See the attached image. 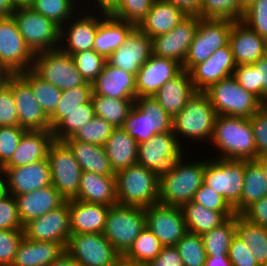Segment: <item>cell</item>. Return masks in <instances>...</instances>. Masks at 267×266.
<instances>
[{"label":"cell","instance_id":"ee69618b","mask_svg":"<svg viewBox=\"0 0 267 266\" xmlns=\"http://www.w3.org/2000/svg\"><path fill=\"white\" fill-rule=\"evenodd\" d=\"M77 4L79 3L76 0H32L28 7L61 28L74 16L76 10L79 11L76 9L78 7H75Z\"/></svg>","mask_w":267,"mask_h":266},{"label":"cell","instance_id":"836d02e7","mask_svg":"<svg viewBox=\"0 0 267 266\" xmlns=\"http://www.w3.org/2000/svg\"><path fill=\"white\" fill-rule=\"evenodd\" d=\"M65 248L52 241H33L24 236L11 266H48Z\"/></svg>","mask_w":267,"mask_h":266},{"label":"cell","instance_id":"6da1fadb","mask_svg":"<svg viewBox=\"0 0 267 266\" xmlns=\"http://www.w3.org/2000/svg\"><path fill=\"white\" fill-rule=\"evenodd\" d=\"M209 144L219 150L214 158L255 160L256 146L249 118L217 115Z\"/></svg>","mask_w":267,"mask_h":266},{"label":"cell","instance_id":"f35d334b","mask_svg":"<svg viewBox=\"0 0 267 266\" xmlns=\"http://www.w3.org/2000/svg\"><path fill=\"white\" fill-rule=\"evenodd\" d=\"M235 234L249 246L253 257L262 266L267 261V227L254 224L236 214Z\"/></svg>","mask_w":267,"mask_h":266},{"label":"cell","instance_id":"7c38bea8","mask_svg":"<svg viewBox=\"0 0 267 266\" xmlns=\"http://www.w3.org/2000/svg\"><path fill=\"white\" fill-rule=\"evenodd\" d=\"M32 70L62 91L86 83L77 70L72 55L60 48L35 53Z\"/></svg>","mask_w":267,"mask_h":266},{"label":"cell","instance_id":"f907efd6","mask_svg":"<svg viewBox=\"0 0 267 266\" xmlns=\"http://www.w3.org/2000/svg\"><path fill=\"white\" fill-rule=\"evenodd\" d=\"M115 127L104 118L94 116L82 126L71 138L85 143L104 145L112 135Z\"/></svg>","mask_w":267,"mask_h":266},{"label":"cell","instance_id":"e0dca14e","mask_svg":"<svg viewBox=\"0 0 267 266\" xmlns=\"http://www.w3.org/2000/svg\"><path fill=\"white\" fill-rule=\"evenodd\" d=\"M146 226L163 247L175 246L188 232L180 207L160 203L144 208Z\"/></svg>","mask_w":267,"mask_h":266},{"label":"cell","instance_id":"003e7915","mask_svg":"<svg viewBox=\"0 0 267 266\" xmlns=\"http://www.w3.org/2000/svg\"><path fill=\"white\" fill-rule=\"evenodd\" d=\"M174 4L177 8L182 9L187 15H197L199 17V9L202 0H166Z\"/></svg>","mask_w":267,"mask_h":266},{"label":"cell","instance_id":"03108f58","mask_svg":"<svg viewBox=\"0 0 267 266\" xmlns=\"http://www.w3.org/2000/svg\"><path fill=\"white\" fill-rule=\"evenodd\" d=\"M253 65L257 69L258 99L263 104H267V53L253 63Z\"/></svg>","mask_w":267,"mask_h":266},{"label":"cell","instance_id":"11a10c76","mask_svg":"<svg viewBox=\"0 0 267 266\" xmlns=\"http://www.w3.org/2000/svg\"><path fill=\"white\" fill-rule=\"evenodd\" d=\"M23 238V229L0 230V266H11Z\"/></svg>","mask_w":267,"mask_h":266},{"label":"cell","instance_id":"11e5206c","mask_svg":"<svg viewBox=\"0 0 267 266\" xmlns=\"http://www.w3.org/2000/svg\"><path fill=\"white\" fill-rule=\"evenodd\" d=\"M6 192L5 170L0 166V196Z\"/></svg>","mask_w":267,"mask_h":266},{"label":"cell","instance_id":"d590c367","mask_svg":"<svg viewBox=\"0 0 267 266\" xmlns=\"http://www.w3.org/2000/svg\"><path fill=\"white\" fill-rule=\"evenodd\" d=\"M103 146L115 173L137 164L138 142L122 127L115 128Z\"/></svg>","mask_w":267,"mask_h":266},{"label":"cell","instance_id":"34e18365","mask_svg":"<svg viewBox=\"0 0 267 266\" xmlns=\"http://www.w3.org/2000/svg\"><path fill=\"white\" fill-rule=\"evenodd\" d=\"M255 161L261 166L263 173L267 178V156H258Z\"/></svg>","mask_w":267,"mask_h":266},{"label":"cell","instance_id":"2a66077c","mask_svg":"<svg viewBox=\"0 0 267 266\" xmlns=\"http://www.w3.org/2000/svg\"><path fill=\"white\" fill-rule=\"evenodd\" d=\"M15 7H27L31 4L32 0H11Z\"/></svg>","mask_w":267,"mask_h":266},{"label":"cell","instance_id":"09005b40","mask_svg":"<svg viewBox=\"0 0 267 266\" xmlns=\"http://www.w3.org/2000/svg\"><path fill=\"white\" fill-rule=\"evenodd\" d=\"M4 73L0 70V81L3 80Z\"/></svg>","mask_w":267,"mask_h":266},{"label":"cell","instance_id":"ab89813d","mask_svg":"<svg viewBox=\"0 0 267 266\" xmlns=\"http://www.w3.org/2000/svg\"><path fill=\"white\" fill-rule=\"evenodd\" d=\"M91 101L95 115L104 118L115 128H118L123 126L135 99H115L102 95H92Z\"/></svg>","mask_w":267,"mask_h":266},{"label":"cell","instance_id":"bcb514c9","mask_svg":"<svg viewBox=\"0 0 267 266\" xmlns=\"http://www.w3.org/2000/svg\"><path fill=\"white\" fill-rule=\"evenodd\" d=\"M162 247L159 239L145 226L123 257L132 262L147 264L160 253Z\"/></svg>","mask_w":267,"mask_h":266},{"label":"cell","instance_id":"1f68e13d","mask_svg":"<svg viewBox=\"0 0 267 266\" xmlns=\"http://www.w3.org/2000/svg\"><path fill=\"white\" fill-rule=\"evenodd\" d=\"M188 15L166 0H155L138 28L150 38L166 34Z\"/></svg>","mask_w":267,"mask_h":266},{"label":"cell","instance_id":"2e32d148","mask_svg":"<svg viewBox=\"0 0 267 266\" xmlns=\"http://www.w3.org/2000/svg\"><path fill=\"white\" fill-rule=\"evenodd\" d=\"M11 87L19 118V126L26 130H51L49 117L37 102L30 84L18 74H4Z\"/></svg>","mask_w":267,"mask_h":266},{"label":"cell","instance_id":"89a4df30","mask_svg":"<svg viewBox=\"0 0 267 266\" xmlns=\"http://www.w3.org/2000/svg\"><path fill=\"white\" fill-rule=\"evenodd\" d=\"M48 266H80V265L66 251H64Z\"/></svg>","mask_w":267,"mask_h":266},{"label":"cell","instance_id":"ba28073f","mask_svg":"<svg viewBox=\"0 0 267 266\" xmlns=\"http://www.w3.org/2000/svg\"><path fill=\"white\" fill-rule=\"evenodd\" d=\"M146 226L144 208L135 206H110L103 235L123 256Z\"/></svg>","mask_w":267,"mask_h":266},{"label":"cell","instance_id":"e575fe53","mask_svg":"<svg viewBox=\"0 0 267 266\" xmlns=\"http://www.w3.org/2000/svg\"><path fill=\"white\" fill-rule=\"evenodd\" d=\"M72 150L75 159L81 166L82 172H92L95 174L115 176L103 145L74 140L71 137L64 141Z\"/></svg>","mask_w":267,"mask_h":266},{"label":"cell","instance_id":"816d5d0a","mask_svg":"<svg viewBox=\"0 0 267 266\" xmlns=\"http://www.w3.org/2000/svg\"><path fill=\"white\" fill-rule=\"evenodd\" d=\"M76 68L86 82L92 83L101 73L106 58L95 50L80 51L72 55Z\"/></svg>","mask_w":267,"mask_h":266},{"label":"cell","instance_id":"7402d4cb","mask_svg":"<svg viewBox=\"0 0 267 266\" xmlns=\"http://www.w3.org/2000/svg\"><path fill=\"white\" fill-rule=\"evenodd\" d=\"M3 169L5 170L6 193L14 197L52 185L47 158L28 165Z\"/></svg>","mask_w":267,"mask_h":266},{"label":"cell","instance_id":"d4e9b609","mask_svg":"<svg viewBox=\"0 0 267 266\" xmlns=\"http://www.w3.org/2000/svg\"><path fill=\"white\" fill-rule=\"evenodd\" d=\"M229 45L236 66L253 64L267 53V41L241 20L233 22Z\"/></svg>","mask_w":267,"mask_h":266},{"label":"cell","instance_id":"9a60e30c","mask_svg":"<svg viewBox=\"0 0 267 266\" xmlns=\"http://www.w3.org/2000/svg\"><path fill=\"white\" fill-rule=\"evenodd\" d=\"M65 251L80 266H116L122 257L103 233L71 234Z\"/></svg>","mask_w":267,"mask_h":266},{"label":"cell","instance_id":"a7ac6f4b","mask_svg":"<svg viewBox=\"0 0 267 266\" xmlns=\"http://www.w3.org/2000/svg\"><path fill=\"white\" fill-rule=\"evenodd\" d=\"M205 266H233L228 255H207Z\"/></svg>","mask_w":267,"mask_h":266},{"label":"cell","instance_id":"5bb4252c","mask_svg":"<svg viewBox=\"0 0 267 266\" xmlns=\"http://www.w3.org/2000/svg\"><path fill=\"white\" fill-rule=\"evenodd\" d=\"M34 53L26 45L12 16L0 17V70L18 74L32 69Z\"/></svg>","mask_w":267,"mask_h":266},{"label":"cell","instance_id":"30bf717a","mask_svg":"<svg viewBox=\"0 0 267 266\" xmlns=\"http://www.w3.org/2000/svg\"><path fill=\"white\" fill-rule=\"evenodd\" d=\"M233 22V20L199 17L196 35L190 44L182 69L190 72L196 65L206 61L216 50L227 46Z\"/></svg>","mask_w":267,"mask_h":266},{"label":"cell","instance_id":"b9f144b4","mask_svg":"<svg viewBox=\"0 0 267 266\" xmlns=\"http://www.w3.org/2000/svg\"><path fill=\"white\" fill-rule=\"evenodd\" d=\"M19 74L30 84L37 102L45 114L50 117L60 101L62 90L43 80L32 69Z\"/></svg>","mask_w":267,"mask_h":266},{"label":"cell","instance_id":"603a6c76","mask_svg":"<svg viewBox=\"0 0 267 266\" xmlns=\"http://www.w3.org/2000/svg\"><path fill=\"white\" fill-rule=\"evenodd\" d=\"M177 61L152 55L136 74V98L153 97L170 79L182 71Z\"/></svg>","mask_w":267,"mask_h":266},{"label":"cell","instance_id":"484cf974","mask_svg":"<svg viewBox=\"0 0 267 266\" xmlns=\"http://www.w3.org/2000/svg\"><path fill=\"white\" fill-rule=\"evenodd\" d=\"M92 95L115 99H136V76L107 61L98 77L92 82Z\"/></svg>","mask_w":267,"mask_h":266},{"label":"cell","instance_id":"9c48e42d","mask_svg":"<svg viewBox=\"0 0 267 266\" xmlns=\"http://www.w3.org/2000/svg\"><path fill=\"white\" fill-rule=\"evenodd\" d=\"M205 159L204 183L233 208L241 199L245 160Z\"/></svg>","mask_w":267,"mask_h":266},{"label":"cell","instance_id":"d6986e66","mask_svg":"<svg viewBox=\"0 0 267 266\" xmlns=\"http://www.w3.org/2000/svg\"><path fill=\"white\" fill-rule=\"evenodd\" d=\"M24 236L33 241H52L64 248L71 235L69 200L62 206L28 222Z\"/></svg>","mask_w":267,"mask_h":266},{"label":"cell","instance_id":"6125c7cd","mask_svg":"<svg viewBox=\"0 0 267 266\" xmlns=\"http://www.w3.org/2000/svg\"><path fill=\"white\" fill-rule=\"evenodd\" d=\"M233 77L245 90L258 98L257 69L253 64L236 66Z\"/></svg>","mask_w":267,"mask_h":266},{"label":"cell","instance_id":"f1b7e54d","mask_svg":"<svg viewBox=\"0 0 267 266\" xmlns=\"http://www.w3.org/2000/svg\"><path fill=\"white\" fill-rule=\"evenodd\" d=\"M195 93L190 72L182 70L177 76L168 80L153 98L171 118H174Z\"/></svg>","mask_w":267,"mask_h":266},{"label":"cell","instance_id":"c3c4849f","mask_svg":"<svg viewBox=\"0 0 267 266\" xmlns=\"http://www.w3.org/2000/svg\"><path fill=\"white\" fill-rule=\"evenodd\" d=\"M244 11L239 0H202L199 17L204 19L241 20Z\"/></svg>","mask_w":267,"mask_h":266},{"label":"cell","instance_id":"8fae6325","mask_svg":"<svg viewBox=\"0 0 267 266\" xmlns=\"http://www.w3.org/2000/svg\"><path fill=\"white\" fill-rule=\"evenodd\" d=\"M26 45L35 54L59 48L60 27L30 7H16L11 15Z\"/></svg>","mask_w":267,"mask_h":266},{"label":"cell","instance_id":"8d00e7d4","mask_svg":"<svg viewBox=\"0 0 267 266\" xmlns=\"http://www.w3.org/2000/svg\"><path fill=\"white\" fill-rule=\"evenodd\" d=\"M188 232L202 235L220 226L229 217L235 215L234 211H213L194 202L193 200L181 207Z\"/></svg>","mask_w":267,"mask_h":266},{"label":"cell","instance_id":"52a82bcc","mask_svg":"<svg viewBox=\"0 0 267 266\" xmlns=\"http://www.w3.org/2000/svg\"><path fill=\"white\" fill-rule=\"evenodd\" d=\"M183 146L173 130L157 133L148 141L138 144L137 164L149 168L160 179L172 172L184 158Z\"/></svg>","mask_w":267,"mask_h":266},{"label":"cell","instance_id":"ffe728a7","mask_svg":"<svg viewBox=\"0 0 267 266\" xmlns=\"http://www.w3.org/2000/svg\"><path fill=\"white\" fill-rule=\"evenodd\" d=\"M79 16H74L60 28V44L59 48L70 55L80 51L91 50L94 47L95 35L98 31V13L96 9L93 12L85 10ZM76 16V18H75ZM82 16V17H81ZM80 17V18H79ZM67 42V43H66Z\"/></svg>","mask_w":267,"mask_h":266},{"label":"cell","instance_id":"6f0895ef","mask_svg":"<svg viewBox=\"0 0 267 266\" xmlns=\"http://www.w3.org/2000/svg\"><path fill=\"white\" fill-rule=\"evenodd\" d=\"M0 126H19V118L11 87L0 81Z\"/></svg>","mask_w":267,"mask_h":266},{"label":"cell","instance_id":"753ad0ef","mask_svg":"<svg viewBox=\"0 0 267 266\" xmlns=\"http://www.w3.org/2000/svg\"><path fill=\"white\" fill-rule=\"evenodd\" d=\"M116 266H147L144 263L132 262L125 259L123 256L118 260Z\"/></svg>","mask_w":267,"mask_h":266},{"label":"cell","instance_id":"7a4b0ae2","mask_svg":"<svg viewBox=\"0 0 267 266\" xmlns=\"http://www.w3.org/2000/svg\"><path fill=\"white\" fill-rule=\"evenodd\" d=\"M216 117L217 113L208 96L202 91H196L173 118L172 130L180 144L183 137L189 139L187 143L199 140L203 144L204 140L211 141Z\"/></svg>","mask_w":267,"mask_h":266},{"label":"cell","instance_id":"4316f807","mask_svg":"<svg viewBox=\"0 0 267 266\" xmlns=\"http://www.w3.org/2000/svg\"><path fill=\"white\" fill-rule=\"evenodd\" d=\"M20 221L23 227L30 221L62 206L66 199L53 185L15 196Z\"/></svg>","mask_w":267,"mask_h":266},{"label":"cell","instance_id":"ac0fdd59","mask_svg":"<svg viewBox=\"0 0 267 266\" xmlns=\"http://www.w3.org/2000/svg\"><path fill=\"white\" fill-rule=\"evenodd\" d=\"M198 24L197 15H188L168 33L151 38L152 55L173 59L183 66Z\"/></svg>","mask_w":267,"mask_h":266},{"label":"cell","instance_id":"2644e50d","mask_svg":"<svg viewBox=\"0 0 267 266\" xmlns=\"http://www.w3.org/2000/svg\"><path fill=\"white\" fill-rule=\"evenodd\" d=\"M15 10L11 0H0V17H10Z\"/></svg>","mask_w":267,"mask_h":266},{"label":"cell","instance_id":"e7e4bbea","mask_svg":"<svg viewBox=\"0 0 267 266\" xmlns=\"http://www.w3.org/2000/svg\"><path fill=\"white\" fill-rule=\"evenodd\" d=\"M147 266H184L175 246L162 247L160 253Z\"/></svg>","mask_w":267,"mask_h":266},{"label":"cell","instance_id":"680465c9","mask_svg":"<svg viewBox=\"0 0 267 266\" xmlns=\"http://www.w3.org/2000/svg\"><path fill=\"white\" fill-rule=\"evenodd\" d=\"M13 195L4 193L0 196V230L23 229Z\"/></svg>","mask_w":267,"mask_h":266},{"label":"cell","instance_id":"7bdbcfd3","mask_svg":"<svg viewBox=\"0 0 267 266\" xmlns=\"http://www.w3.org/2000/svg\"><path fill=\"white\" fill-rule=\"evenodd\" d=\"M236 232V214L220 226L201 235L207 255H228L231 240Z\"/></svg>","mask_w":267,"mask_h":266},{"label":"cell","instance_id":"7dc6e473","mask_svg":"<svg viewBox=\"0 0 267 266\" xmlns=\"http://www.w3.org/2000/svg\"><path fill=\"white\" fill-rule=\"evenodd\" d=\"M155 0H116L106 11L112 17L138 27Z\"/></svg>","mask_w":267,"mask_h":266},{"label":"cell","instance_id":"91938a15","mask_svg":"<svg viewBox=\"0 0 267 266\" xmlns=\"http://www.w3.org/2000/svg\"><path fill=\"white\" fill-rule=\"evenodd\" d=\"M193 201L213 211H234L221 195L204 182L195 192Z\"/></svg>","mask_w":267,"mask_h":266},{"label":"cell","instance_id":"8992f818","mask_svg":"<svg viewBox=\"0 0 267 266\" xmlns=\"http://www.w3.org/2000/svg\"><path fill=\"white\" fill-rule=\"evenodd\" d=\"M208 96L217 115L250 118L263 103L245 90L233 76L221 79L209 86Z\"/></svg>","mask_w":267,"mask_h":266},{"label":"cell","instance_id":"9f6ffc18","mask_svg":"<svg viewBox=\"0 0 267 266\" xmlns=\"http://www.w3.org/2000/svg\"><path fill=\"white\" fill-rule=\"evenodd\" d=\"M256 146V158L267 156V104H263L250 118Z\"/></svg>","mask_w":267,"mask_h":266},{"label":"cell","instance_id":"f6af8a7d","mask_svg":"<svg viewBox=\"0 0 267 266\" xmlns=\"http://www.w3.org/2000/svg\"><path fill=\"white\" fill-rule=\"evenodd\" d=\"M95 116L92 101L81 105V108L73 110L63 118L53 129V138L56 141H65L72 137L82 126Z\"/></svg>","mask_w":267,"mask_h":266},{"label":"cell","instance_id":"f5cc1de1","mask_svg":"<svg viewBox=\"0 0 267 266\" xmlns=\"http://www.w3.org/2000/svg\"><path fill=\"white\" fill-rule=\"evenodd\" d=\"M27 131L20 126H0V166L4 167L10 161Z\"/></svg>","mask_w":267,"mask_h":266},{"label":"cell","instance_id":"8c879c8a","mask_svg":"<svg viewBox=\"0 0 267 266\" xmlns=\"http://www.w3.org/2000/svg\"><path fill=\"white\" fill-rule=\"evenodd\" d=\"M115 1L116 0H93V3L95 4L94 6L97 7V8L94 7L93 10L98 9L107 11L114 4Z\"/></svg>","mask_w":267,"mask_h":266},{"label":"cell","instance_id":"44dd1931","mask_svg":"<svg viewBox=\"0 0 267 266\" xmlns=\"http://www.w3.org/2000/svg\"><path fill=\"white\" fill-rule=\"evenodd\" d=\"M152 56V41L138 27H134L126 36L125 42L107 58V62L131 74L139 69Z\"/></svg>","mask_w":267,"mask_h":266},{"label":"cell","instance_id":"94428289","mask_svg":"<svg viewBox=\"0 0 267 266\" xmlns=\"http://www.w3.org/2000/svg\"><path fill=\"white\" fill-rule=\"evenodd\" d=\"M228 257L233 266H260L252 250L235 234L231 240Z\"/></svg>","mask_w":267,"mask_h":266},{"label":"cell","instance_id":"5b68a950","mask_svg":"<svg viewBox=\"0 0 267 266\" xmlns=\"http://www.w3.org/2000/svg\"><path fill=\"white\" fill-rule=\"evenodd\" d=\"M172 123L153 97H137L122 128L140 144L157 133L172 131Z\"/></svg>","mask_w":267,"mask_h":266},{"label":"cell","instance_id":"4dcf8cb0","mask_svg":"<svg viewBox=\"0 0 267 266\" xmlns=\"http://www.w3.org/2000/svg\"><path fill=\"white\" fill-rule=\"evenodd\" d=\"M54 141L52 130H28L3 168H14L47 158L50 144Z\"/></svg>","mask_w":267,"mask_h":266},{"label":"cell","instance_id":"3957f363","mask_svg":"<svg viewBox=\"0 0 267 266\" xmlns=\"http://www.w3.org/2000/svg\"><path fill=\"white\" fill-rule=\"evenodd\" d=\"M117 204L147 208L159 203V178L140 164L115 173Z\"/></svg>","mask_w":267,"mask_h":266},{"label":"cell","instance_id":"d6a6232c","mask_svg":"<svg viewBox=\"0 0 267 266\" xmlns=\"http://www.w3.org/2000/svg\"><path fill=\"white\" fill-rule=\"evenodd\" d=\"M75 200L113 206L117 204L116 178L84 171Z\"/></svg>","mask_w":267,"mask_h":266},{"label":"cell","instance_id":"cb8c5ba5","mask_svg":"<svg viewBox=\"0 0 267 266\" xmlns=\"http://www.w3.org/2000/svg\"><path fill=\"white\" fill-rule=\"evenodd\" d=\"M236 64L230 45L216 50L206 61L196 65L191 71V81L196 91L204 92L221 79L233 76Z\"/></svg>","mask_w":267,"mask_h":266},{"label":"cell","instance_id":"74e56055","mask_svg":"<svg viewBox=\"0 0 267 266\" xmlns=\"http://www.w3.org/2000/svg\"><path fill=\"white\" fill-rule=\"evenodd\" d=\"M267 196V178L255 160H245V176L240 201L233 207L241 215L250 205Z\"/></svg>","mask_w":267,"mask_h":266},{"label":"cell","instance_id":"83f0119b","mask_svg":"<svg viewBox=\"0 0 267 266\" xmlns=\"http://www.w3.org/2000/svg\"><path fill=\"white\" fill-rule=\"evenodd\" d=\"M110 206L69 200L71 234L103 233Z\"/></svg>","mask_w":267,"mask_h":266},{"label":"cell","instance_id":"db71d44e","mask_svg":"<svg viewBox=\"0 0 267 266\" xmlns=\"http://www.w3.org/2000/svg\"><path fill=\"white\" fill-rule=\"evenodd\" d=\"M241 21L267 41V0H256L244 10Z\"/></svg>","mask_w":267,"mask_h":266},{"label":"cell","instance_id":"681fc988","mask_svg":"<svg viewBox=\"0 0 267 266\" xmlns=\"http://www.w3.org/2000/svg\"><path fill=\"white\" fill-rule=\"evenodd\" d=\"M175 247L184 266H205L207 254L201 235L187 232Z\"/></svg>","mask_w":267,"mask_h":266},{"label":"cell","instance_id":"b9fcfbb0","mask_svg":"<svg viewBox=\"0 0 267 266\" xmlns=\"http://www.w3.org/2000/svg\"><path fill=\"white\" fill-rule=\"evenodd\" d=\"M256 0H239V6L244 11L246 10L250 5H252Z\"/></svg>","mask_w":267,"mask_h":266},{"label":"cell","instance_id":"be15d7a7","mask_svg":"<svg viewBox=\"0 0 267 266\" xmlns=\"http://www.w3.org/2000/svg\"><path fill=\"white\" fill-rule=\"evenodd\" d=\"M241 215L254 224L267 227V196L254 202Z\"/></svg>","mask_w":267,"mask_h":266},{"label":"cell","instance_id":"f546056e","mask_svg":"<svg viewBox=\"0 0 267 266\" xmlns=\"http://www.w3.org/2000/svg\"><path fill=\"white\" fill-rule=\"evenodd\" d=\"M98 11L100 17L98 15L93 50L107 58L125 42L126 36L135 26L112 17L104 10Z\"/></svg>","mask_w":267,"mask_h":266},{"label":"cell","instance_id":"60d3db41","mask_svg":"<svg viewBox=\"0 0 267 266\" xmlns=\"http://www.w3.org/2000/svg\"><path fill=\"white\" fill-rule=\"evenodd\" d=\"M92 83L86 82L82 86L66 89L62 91L60 101L54 113L49 117L51 130L63 119L68 113L81 108V105L89 103L92 97Z\"/></svg>","mask_w":267,"mask_h":266},{"label":"cell","instance_id":"4fadbf2b","mask_svg":"<svg viewBox=\"0 0 267 266\" xmlns=\"http://www.w3.org/2000/svg\"><path fill=\"white\" fill-rule=\"evenodd\" d=\"M47 159L52 185L67 200L78 195L82 169L72 150L64 141L54 140L48 149Z\"/></svg>","mask_w":267,"mask_h":266},{"label":"cell","instance_id":"277c9868","mask_svg":"<svg viewBox=\"0 0 267 266\" xmlns=\"http://www.w3.org/2000/svg\"><path fill=\"white\" fill-rule=\"evenodd\" d=\"M184 159L185 156L172 172L159 179L160 204L181 207L193 200L204 182L205 160L188 164Z\"/></svg>","mask_w":267,"mask_h":266}]
</instances>
